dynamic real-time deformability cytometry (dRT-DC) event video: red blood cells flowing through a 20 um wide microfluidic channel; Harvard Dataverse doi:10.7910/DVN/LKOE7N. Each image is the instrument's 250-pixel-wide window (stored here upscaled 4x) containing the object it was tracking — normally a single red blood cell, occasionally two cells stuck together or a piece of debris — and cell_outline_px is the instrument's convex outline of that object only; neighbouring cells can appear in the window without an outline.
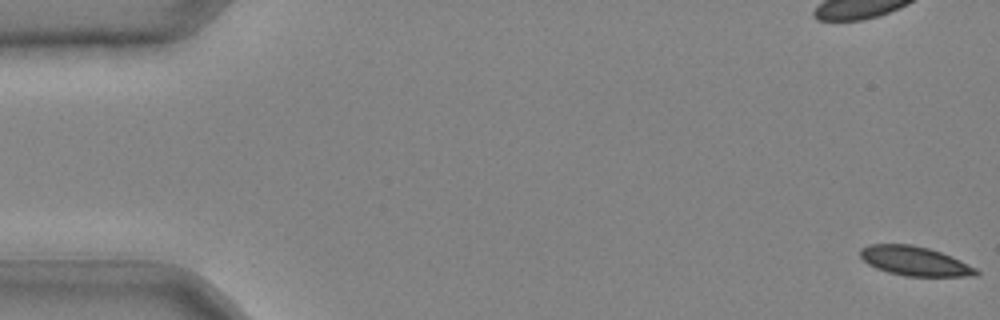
{"species": "common noctule bat (a hibernating species)", "species_latin": "Nyctalus noctula", "temperature_condition": "cold", "stored_images_in_passage": 41, "camera_frame_rate_fps": 3000, "um_per_image_px": 0.085, "animal": {"sex": "male", "body_mass_g": 20.4}, "frame": {"image": 1, "passage_image": 1, "time_ms": 0.0, "image_size_px": [1000, 320], "cell_outline_px": [[980, 272], [976, 276], [904, 276], [888, 272], [876, 268], [868, 264], [860, 256], [860, 248], [868, 244], [912, 244], [928, 248], [952, 256], [976, 268]], "centroid_in_image_um": [77.74, 22.18], "position_along_channel_um": 7.3, "area_um2": 19.83}}
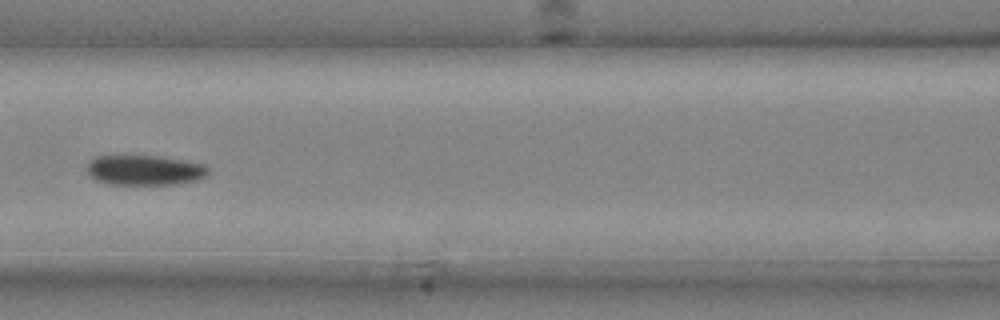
{"frame": {"image": 2, "passage_image": 20, "time_ms": 6.333, "image_size_px": [1000, 320], "cell_outline_px": [[208, 176], [200, 180], [176, 184], [108, 184], [96, 180], [88, 176], [88, 164], [96, 156], [160, 156], [184, 160], [204, 164], [208, 168]], "centroid_in_image_um": [12.34, 14.47], "position_along_channel_um": 154.3, "area_um2": 21.33}}
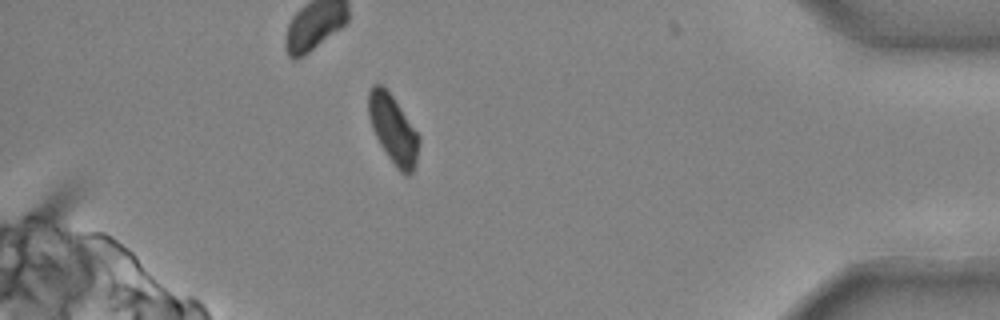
{"frame": {"image": 3, "passage_image": 39, "time_ms": 12.667, "image_size_px": [1000, 320], "cell_outline_px": [[420, 140], [416, 164], [412, 172], [408, 176], [404, 176], [396, 168], [380, 144], [372, 128], [368, 116], [368, 92], [372, 84], [380, 84], [392, 96], [420, 136]], "centroid_in_image_um": [33.42, 11.02], "position_along_channel_um": 401.8, "area_um2": 20.06}}